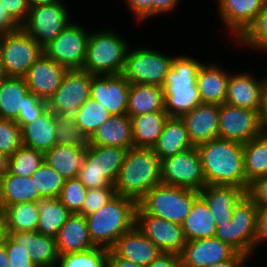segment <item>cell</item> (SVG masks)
I'll return each mask as SVG.
<instances>
[{"mask_svg": "<svg viewBox=\"0 0 267 267\" xmlns=\"http://www.w3.org/2000/svg\"><path fill=\"white\" fill-rule=\"evenodd\" d=\"M161 182V160L154 149L134 147L127 151L114 188L116 195L138 203Z\"/></svg>", "mask_w": 267, "mask_h": 267, "instance_id": "2", "label": "cell"}, {"mask_svg": "<svg viewBox=\"0 0 267 267\" xmlns=\"http://www.w3.org/2000/svg\"><path fill=\"white\" fill-rule=\"evenodd\" d=\"M40 198H58L65 179L45 161L31 176Z\"/></svg>", "mask_w": 267, "mask_h": 267, "instance_id": "44", "label": "cell"}, {"mask_svg": "<svg viewBox=\"0 0 267 267\" xmlns=\"http://www.w3.org/2000/svg\"><path fill=\"white\" fill-rule=\"evenodd\" d=\"M181 0H153V16L173 11Z\"/></svg>", "mask_w": 267, "mask_h": 267, "instance_id": "58", "label": "cell"}, {"mask_svg": "<svg viewBox=\"0 0 267 267\" xmlns=\"http://www.w3.org/2000/svg\"><path fill=\"white\" fill-rule=\"evenodd\" d=\"M213 63L201 65L196 85L200 93L201 104L221 105L225 103L230 73L222 69L218 63Z\"/></svg>", "mask_w": 267, "mask_h": 267, "instance_id": "26", "label": "cell"}, {"mask_svg": "<svg viewBox=\"0 0 267 267\" xmlns=\"http://www.w3.org/2000/svg\"><path fill=\"white\" fill-rule=\"evenodd\" d=\"M199 195L206 201L216 226H220L231 221L234 208L246 191L235 186L206 185Z\"/></svg>", "mask_w": 267, "mask_h": 267, "instance_id": "23", "label": "cell"}, {"mask_svg": "<svg viewBox=\"0 0 267 267\" xmlns=\"http://www.w3.org/2000/svg\"><path fill=\"white\" fill-rule=\"evenodd\" d=\"M6 232L13 242L27 248L31 261L38 267H56L59 254L55 237L41 235L37 231Z\"/></svg>", "mask_w": 267, "mask_h": 267, "instance_id": "24", "label": "cell"}, {"mask_svg": "<svg viewBox=\"0 0 267 267\" xmlns=\"http://www.w3.org/2000/svg\"><path fill=\"white\" fill-rule=\"evenodd\" d=\"M135 226L163 253L180 255L187 242L181 224L147 214L138 205Z\"/></svg>", "mask_w": 267, "mask_h": 267, "instance_id": "14", "label": "cell"}, {"mask_svg": "<svg viewBox=\"0 0 267 267\" xmlns=\"http://www.w3.org/2000/svg\"><path fill=\"white\" fill-rule=\"evenodd\" d=\"M77 178L87 187V189L114 187L103 173L96 170H80Z\"/></svg>", "mask_w": 267, "mask_h": 267, "instance_id": "53", "label": "cell"}, {"mask_svg": "<svg viewBox=\"0 0 267 267\" xmlns=\"http://www.w3.org/2000/svg\"><path fill=\"white\" fill-rule=\"evenodd\" d=\"M129 47V42L113 30L91 32L82 69L92 75L121 74Z\"/></svg>", "mask_w": 267, "mask_h": 267, "instance_id": "5", "label": "cell"}, {"mask_svg": "<svg viewBox=\"0 0 267 267\" xmlns=\"http://www.w3.org/2000/svg\"><path fill=\"white\" fill-rule=\"evenodd\" d=\"M109 249L94 247L59 255L56 267H108Z\"/></svg>", "mask_w": 267, "mask_h": 267, "instance_id": "42", "label": "cell"}, {"mask_svg": "<svg viewBox=\"0 0 267 267\" xmlns=\"http://www.w3.org/2000/svg\"><path fill=\"white\" fill-rule=\"evenodd\" d=\"M7 77L8 76H7L6 72H5L4 65L1 62V58H0V82L5 80Z\"/></svg>", "mask_w": 267, "mask_h": 267, "instance_id": "66", "label": "cell"}, {"mask_svg": "<svg viewBox=\"0 0 267 267\" xmlns=\"http://www.w3.org/2000/svg\"><path fill=\"white\" fill-rule=\"evenodd\" d=\"M6 236H7V232H6V226H5V219L0 210V245L4 243Z\"/></svg>", "mask_w": 267, "mask_h": 267, "instance_id": "64", "label": "cell"}, {"mask_svg": "<svg viewBox=\"0 0 267 267\" xmlns=\"http://www.w3.org/2000/svg\"><path fill=\"white\" fill-rule=\"evenodd\" d=\"M43 53V47L21 27L0 35V58L8 77H24Z\"/></svg>", "mask_w": 267, "mask_h": 267, "instance_id": "9", "label": "cell"}, {"mask_svg": "<svg viewBox=\"0 0 267 267\" xmlns=\"http://www.w3.org/2000/svg\"><path fill=\"white\" fill-rule=\"evenodd\" d=\"M174 57L148 48L128 49L121 75L132 84L163 86Z\"/></svg>", "mask_w": 267, "mask_h": 267, "instance_id": "8", "label": "cell"}, {"mask_svg": "<svg viewBox=\"0 0 267 267\" xmlns=\"http://www.w3.org/2000/svg\"><path fill=\"white\" fill-rule=\"evenodd\" d=\"M246 195L258 206L267 205V175L253 179L248 185Z\"/></svg>", "mask_w": 267, "mask_h": 267, "instance_id": "51", "label": "cell"}, {"mask_svg": "<svg viewBox=\"0 0 267 267\" xmlns=\"http://www.w3.org/2000/svg\"><path fill=\"white\" fill-rule=\"evenodd\" d=\"M206 185L248 188L244 172L243 144L215 138L197 146Z\"/></svg>", "mask_w": 267, "mask_h": 267, "instance_id": "1", "label": "cell"}, {"mask_svg": "<svg viewBox=\"0 0 267 267\" xmlns=\"http://www.w3.org/2000/svg\"><path fill=\"white\" fill-rule=\"evenodd\" d=\"M262 133L259 112L220 105L218 138L245 144Z\"/></svg>", "mask_w": 267, "mask_h": 267, "instance_id": "15", "label": "cell"}, {"mask_svg": "<svg viewBox=\"0 0 267 267\" xmlns=\"http://www.w3.org/2000/svg\"><path fill=\"white\" fill-rule=\"evenodd\" d=\"M40 199L32 177L7 172L0 178V210L8 205L37 202Z\"/></svg>", "mask_w": 267, "mask_h": 267, "instance_id": "34", "label": "cell"}, {"mask_svg": "<svg viewBox=\"0 0 267 267\" xmlns=\"http://www.w3.org/2000/svg\"><path fill=\"white\" fill-rule=\"evenodd\" d=\"M194 147L181 117H169L153 149L160 160Z\"/></svg>", "mask_w": 267, "mask_h": 267, "instance_id": "29", "label": "cell"}, {"mask_svg": "<svg viewBox=\"0 0 267 267\" xmlns=\"http://www.w3.org/2000/svg\"><path fill=\"white\" fill-rule=\"evenodd\" d=\"M116 196L114 187L87 189L81 215L87 216L98 211Z\"/></svg>", "mask_w": 267, "mask_h": 267, "instance_id": "48", "label": "cell"}, {"mask_svg": "<svg viewBox=\"0 0 267 267\" xmlns=\"http://www.w3.org/2000/svg\"><path fill=\"white\" fill-rule=\"evenodd\" d=\"M0 267H9V259L4 244L0 245Z\"/></svg>", "mask_w": 267, "mask_h": 267, "instance_id": "63", "label": "cell"}, {"mask_svg": "<svg viewBox=\"0 0 267 267\" xmlns=\"http://www.w3.org/2000/svg\"><path fill=\"white\" fill-rule=\"evenodd\" d=\"M237 253L230 244L213 237L187 241L180 259L182 267H209L233 258Z\"/></svg>", "mask_w": 267, "mask_h": 267, "instance_id": "17", "label": "cell"}, {"mask_svg": "<svg viewBox=\"0 0 267 267\" xmlns=\"http://www.w3.org/2000/svg\"><path fill=\"white\" fill-rule=\"evenodd\" d=\"M248 256L243 253L238 252L233 258L228 259L223 262L216 263L209 267H243L245 261H248Z\"/></svg>", "mask_w": 267, "mask_h": 267, "instance_id": "60", "label": "cell"}, {"mask_svg": "<svg viewBox=\"0 0 267 267\" xmlns=\"http://www.w3.org/2000/svg\"><path fill=\"white\" fill-rule=\"evenodd\" d=\"M186 241L213 238L216 223L206 201L199 195L193 202L189 214L181 224Z\"/></svg>", "mask_w": 267, "mask_h": 267, "instance_id": "33", "label": "cell"}, {"mask_svg": "<svg viewBox=\"0 0 267 267\" xmlns=\"http://www.w3.org/2000/svg\"><path fill=\"white\" fill-rule=\"evenodd\" d=\"M3 244L8 254L9 267H38L31 261L30 254L24 246L13 242L8 236Z\"/></svg>", "mask_w": 267, "mask_h": 267, "instance_id": "50", "label": "cell"}, {"mask_svg": "<svg viewBox=\"0 0 267 267\" xmlns=\"http://www.w3.org/2000/svg\"><path fill=\"white\" fill-rule=\"evenodd\" d=\"M203 63L185 55L174 57L164 85L165 111L169 117H181L201 104L196 85L197 74Z\"/></svg>", "mask_w": 267, "mask_h": 267, "instance_id": "3", "label": "cell"}, {"mask_svg": "<svg viewBox=\"0 0 267 267\" xmlns=\"http://www.w3.org/2000/svg\"><path fill=\"white\" fill-rule=\"evenodd\" d=\"M6 231H36L39 210L37 202H24L5 206L1 209Z\"/></svg>", "mask_w": 267, "mask_h": 267, "instance_id": "39", "label": "cell"}, {"mask_svg": "<svg viewBox=\"0 0 267 267\" xmlns=\"http://www.w3.org/2000/svg\"><path fill=\"white\" fill-rule=\"evenodd\" d=\"M168 118L167 112H151L131 117L134 147L153 148Z\"/></svg>", "mask_w": 267, "mask_h": 267, "instance_id": "35", "label": "cell"}, {"mask_svg": "<svg viewBox=\"0 0 267 267\" xmlns=\"http://www.w3.org/2000/svg\"><path fill=\"white\" fill-rule=\"evenodd\" d=\"M250 72L230 74L225 103L259 112L265 78L258 80Z\"/></svg>", "mask_w": 267, "mask_h": 267, "instance_id": "20", "label": "cell"}, {"mask_svg": "<svg viewBox=\"0 0 267 267\" xmlns=\"http://www.w3.org/2000/svg\"><path fill=\"white\" fill-rule=\"evenodd\" d=\"M108 267H143V266L135 264L123 258H120L119 256H116L111 250H109Z\"/></svg>", "mask_w": 267, "mask_h": 267, "instance_id": "61", "label": "cell"}, {"mask_svg": "<svg viewBox=\"0 0 267 267\" xmlns=\"http://www.w3.org/2000/svg\"><path fill=\"white\" fill-rule=\"evenodd\" d=\"M30 93L24 77H7L0 82V118L16 121Z\"/></svg>", "mask_w": 267, "mask_h": 267, "instance_id": "32", "label": "cell"}, {"mask_svg": "<svg viewBox=\"0 0 267 267\" xmlns=\"http://www.w3.org/2000/svg\"><path fill=\"white\" fill-rule=\"evenodd\" d=\"M91 80L92 74L83 69L68 70L57 91L47 101L48 109L75 121L79 108L90 98Z\"/></svg>", "mask_w": 267, "mask_h": 267, "instance_id": "12", "label": "cell"}, {"mask_svg": "<svg viewBox=\"0 0 267 267\" xmlns=\"http://www.w3.org/2000/svg\"><path fill=\"white\" fill-rule=\"evenodd\" d=\"M21 26L0 5V35L13 32Z\"/></svg>", "mask_w": 267, "mask_h": 267, "instance_id": "57", "label": "cell"}, {"mask_svg": "<svg viewBox=\"0 0 267 267\" xmlns=\"http://www.w3.org/2000/svg\"><path fill=\"white\" fill-rule=\"evenodd\" d=\"M218 14L237 40L263 10L267 0H217Z\"/></svg>", "mask_w": 267, "mask_h": 267, "instance_id": "19", "label": "cell"}, {"mask_svg": "<svg viewBox=\"0 0 267 267\" xmlns=\"http://www.w3.org/2000/svg\"><path fill=\"white\" fill-rule=\"evenodd\" d=\"M162 86L149 84L130 85L127 115L131 118L145 113L166 112Z\"/></svg>", "mask_w": 267, "mask_h": 267, "instance_id": "31", "label": "cell"}, {"mask_svg": "<svg viewBox=\"0 0 267 267\" xmlns=\"http://www.w3.org/2000/svg\"><path fill=\"white\" fill-rule=\"evenodd\" d=\"M219 111L220 105L199 104L181 116L194 146L218 138Z\"/></svg>", "mask_w": 267, "mask_h": 267, "instance_id": "22", "label": "cell"}, {"mask_svg": "<svg viewBox=\"0 0 267 267\" xmlns=\"http://www.w3.org/2000/svg\"><path fill=\"white\" fill-rule=\"evenodd\" d=\"M86 194L87 187L75 177L65 180V184L58 199L72 214L80 213Z\"/></svg>", "mask_w": 267, "mask_h": 267, "instance_id": "46", "label": "cell"}, {"mask_svg": "<svg viewBox=\"0 0 267 267\" xmlns=\"http://www.w3.org/2000/svg\"><path fill=\"white\" fill-rule=\"evenodd\" d=\"M147 267H182L180 255L173 253H162Z\"/></svg>", "mask_w": 267, "mask_h": 267, "instance_id": "56", "label": "cell"}, {"mask_svg": "<svg viewBox=\"0 0 267 267\" xmlns=\"http://www.w3.org/2000/svg\"><path fill=\"white\" fill-rule=\"evenodd\" d=\"M44 161V153L21 145L9 156L8 172L17 176L31 177Z\"/></svg>", "mask_w": 267, "mask_h": 267, "instance_id": "41", "label": "cell"}, {"mask_svg": "<svg viewBox=\"0 0 267 267\" xmlns=\"http://www.w3.org/2000/svg\"><path fill=\"white\" fill-rule=\"evenodd\" d=\"M85 154L86 150L56 144L44 155L45 162L67 180L78 176Z\"/></svg>", "mask_w": 267, "mask_h": 267, "instance_id": "36", "label": "cell"}, {"mask_svg": "<svg viewBox=\"0 0 267 267\" xmlns=\"http://www.w3.org/2000/svg\"><path fill=\"white\" fill-rule=\"evenodd\" d=\"M137 203L123 196H114L98 211L85 216L96 247L111 249L118 238L135 226Z\"/></svg>", "mask_w": 267, "mask_h": 267, "instance_id": "4", "label": "cell"}, {"mask_svg": "<svg viewBox=\"0 0 267 267\" xmlns=\"http://www.w3.org/2000/svg\"><path fill=\"white\" fill-rule=\"evenodd\" d=\"M39 210L36 231L41 235L56 237L61 227L72 214L58 198H40L37 200Z\"/></svg>", "mask_w": 267, "mask_h": 267, "instance_id": "37", "label": "cell"}, {"mask_svg": "<svg viewBox=\"0 0 267 267\" xmlns=\"http://www.w3.org/2000/svg\"><path fill=\"white\" fill-rule=\"evenodd\" d=\"M21 145V127L13 120L0 118V151L10 156Z\"/></svg>", "mask_w": 267, "mask_h": 267, "instance_id": "47", "label": "cell"}, {"mask_svg": "<svg viewBox=\"0 0 267 267\" xmlns=\"http://www.w3.org/2000/svg\"><path fill=\"white\" fill-rule=\"evenodd\" d=\"M112 115L96 100L89 98L80 108L75 123L90 137Z\"/></svg>", "mask_w": 267, "mask_h": 267, "instance_id": "43", "label": "cell"}, {"mask_svg": "<svg viewBox=\"0 0 267 267\" xmlns=\"http://www.w3.org/2000/svg\"><path fill=\"white\" fill-rule=\"evenodd\" d=\"M0 5L20 26L26 21L30 9L26 0H0Z\"/></svg>", "mask_w": 267, "mask_h": 267, "instance_id": "52", "label": "cell"}, {"mask_svg": "<svg viewBox=\"0 0 267 267\" xmlns=\"http://www.w3.org/2000/svg\"><path fill=\"white\" fill-rule=\"evenodd\" d=\"M267 241V205L258 206L256 247Z\"/></svg>", "mask_w": 267, "mask_h": 267, "instance_id": "55", "label": "cell"}, {"mask_svg": "<svg viewBox=\"0 0 267 267\" xmlns=\"http://www.w3.org/2000/svg\"><path fill=\"white\" fill-rule=\"evenodd\" d=\"M128 149L120 147L91 145L87 150L80 170H96L103 173L112 185L124 164Z\"/></svg>", "mask_w": 267, "mask_h": 267, "instance_id": "25", "label": "cell"}, {"mask_svg": "<svg viewBox=\"0 0 267 267\" xmlns=\"http://www.w3.org/2000/svg\"><path fill=\"white\" fill-rule=\"evenodd\" d=\"M29 7L45 4L47 2H53L58 0H26Z\"/></svg>", "mask_w": 267, "mask_h": 267, "instance_id": "65", "label": "cell"}, {"mask_svg": "<svg viewBox=\"0 0 267 267\" xmlns=\"http://www.w3.org/2000/svg\"><path fill=\"white\" fill-rule=\"evenodd\" d=\"M70 23L64 2L58 0L30 7L21 28L44 48Z\"/></svg>", "mask_w": 267, "mask_h": 267, "instance_id": "10", "label": "cell"}, {"mask_svg": "<svg viewBox=\"0 0 267 267\" xmlns=\"http://www.w3.org/2000/svg\"><path fill=\"white\" fill-rule=\"evenodd\" d=\"M245 178L253 179L267 175V134L262 133L243 144Z\"/></svg>", "mask_w": 267, "mask_h": 267, "instance_id": "38", "label": "cell"}, {"mask_svg": "<svg viewBox=\"0 0 267 267\" xmlns=\"http://www.w3.org/2000/svg\"><path fill=\"white\" fill-rule=\"evenodd\" d=\"M9 156L0 151V178L8 172Z\"/></svg>", "mask_w": 267, "mask_h": 267, "instance_id": "62", "label": "cell"}, {"mask_svg": "<svg viewBox=\"0 0 267 267\" xmlns=\"http://www.w3.org/2000/svg\"><path fill=\"white\" fill-rule=\"evenodd\" d=\"M56 123V144L87 150L91 146V137L81 130L69 116L54 113Z\"/></svg>", "mask_w": 267, "mask_h": 267, "instance_id": "40", "label": "cell"}, {"mask_svg": "<svg viewBox=\"0 0 267 267\" xmlns=\"http://www.w3.org/2000/svg\"><path fill=\"white\" fill-rule=\"evenodd\" d=\"M48 109L47 101L40 99L33 93L26 98V106L23 112H19L18 119L15 121L21 129L29 123L36 121Z\"/></svg>", "mask_w": 267, "mask_h": 267, "instance_id": "49", "label": "cell"}, {"mask_svg": "<svg viewBox=\"0 0 267 267\" xmlns=\"http://www.w3.org/2000/svg\"><path fill=\"white\" fill-rule=\"evenodd\" d=\"M236 41V43L244 45L245 48L249 47L252 50L267 52V4Z\"/></svg>", "mask_w": 267, "mask_h": 267, "instance_id": "45", "label": "cell"}, {"mask_svg": "<svg viewBox=\"0 0 267 267\" xmlns=\"http://www.w3.org/2000/svg\"><path fill=\"white\" fill-rule=\"evenodd\" d=\"M67 71L43 53L29 68L24 79L31 93L48 101L61 85Z\"/></svg>", "mask_w": 267, "mask_h": 267, "instance_id": "18", "label": "cell"}, {"mask_svg": "<svg viewBox=\"0 0 267 267\" xmlns=\"http://www.w3.org/2000/svg\"><path fill=\"white\" fill-rule=\"evenodd\" d=\"M130 83L121 75H92L90 98L111 115L127 114Z\"/></svg>", "mask_w": 267, "mask_h": 267, "instance_id": "16", "label": "cell"}, {"mask_svg": "<svg viewBox=\"0 0 267 267\" xmlns=\"http://www.w3.org/2000/svg\"><path fill=\"white\" fill-rule=\"evenodd\" d=\"M257 215L258 205L245 195L235 206L231 221L216 226L214 237L251 256L256 248Z\"/></svg>", "mask_w": 267, "mask_h": 267, "instance_id": "7", "label": "cell"}, {"mask_svg": "<svg viewBox=\"0 0 267 267\" xmlns=\"http://www.w3.org/2000/svg\"><path fill=\"white\" fill-rule=\"evenodd\" d=\"M199 191L164 183L154 186L137 205L147 214L182 224Z\"/></svg>", "mask_w": 267, "mask_h": 267, "instance_id": "6", "label": "cell"}, {"mask_svg": "<svg viewBox=\"0 0 267 267\" xmlns=\"http://www.w3.org/2000/svg\"><path fill=\"white\" fill-rule=\"evenodd\" d=\"M56 130L54 113L47 109L36 121L21 129L22 145L45 154L56 145Z\"/></svg>", "mask_w": 267, "mask_h": 267, "instance_id": "30", "label": "cell"}, {"mask_svg": "<svg viewBox=\"0 0 267 267\" xmlns=\"http://www.w3.org/2000/svg\"><path fill=\"white\" fill-rule=\"evenodd\" d=\"M126 3L138 22L153 17V0H126Z\"/></svg>", "mask_w": 267, "mask_h": 267, "instance_id": "54", "label": "cell"}, {"mask_svg": "<svg viewBox=\"0 0 267 267\" xmlns=\"http://www.w3.org/2000/svg\"><path fill=\"white\" fill-rule=\"evenodd\" d=\"M162 183L200 191L206 186L202 160L196 146L161 160Z\"/></svg>", "mask_w": 267, "mask_h": 267, "instance_id": "11", "label": "cell"}, {"mask_svg": "<svg viewBox=\"0 0 267 267\" xmlns=\"http://www.w3.org/2000/svg\"><path fill=\"white\" fill-rule=\"evenodd\" d=\"M89 34L79 23H70L43 48L44 54L68 70L82 69Z\"/></svg>", "mask_w": 267, "mask_h": 267, "instance_id": "13", "label": "cell"}, {"mask_svg": "<svg viewBox=\"0 0 267 267\" xmlns=\"http://www.w3.org/2000/svg\"><path fill=\"white\" fill-rule=\"evenodd\" d=\"M91 145L134 148L131 119L127 114L112 115L91 136Z\"/></svg>", "mask_w": 267, "mask_h": 267, "instance_id": "28", "label": "cell"}, {"mask_svg": "<svg viewBox=\"0 0 267 267\" xmlns=\"http://www.w3.org/2000/svg\"><path fill=\"white\" fill-rule=\"evenodd\" d=\"M116 256L147 267L163 252L136 226L123 233L110 249Z\"/></svg>", "mask_w": 267, "mask_h": 267, "instance_id": "21", "label": "cell"}, {"mask_svg": "<svg viewBox=\"0 0 267 267\" xmlns=\"http://www.w3.org/2000/svg\"><path fill=\"white\" fill-rule=\"evenodd\" d=\"M259 120L262 132L267 134V77L262 91L261 108L259 111Z\"/></svg>", "mask_w": 267, "mask_h": 267, "instance_id": "59", "label": "cell"}, {"mask_svg": "<svg viewBox=\"0 0 267 267\" xmlns=\"http://www.w3.org/2000/svg\"><path fill=\"white\" fill-rule=\"evenodd\" d=\"M55 239L59 255L96 247L91 240L87 220L79 213H73L68 217Z\"/></svg>", "mask_w": 267, "mask_h": 267, "instance_id": "27", "label": "cell"}]
</instances>
